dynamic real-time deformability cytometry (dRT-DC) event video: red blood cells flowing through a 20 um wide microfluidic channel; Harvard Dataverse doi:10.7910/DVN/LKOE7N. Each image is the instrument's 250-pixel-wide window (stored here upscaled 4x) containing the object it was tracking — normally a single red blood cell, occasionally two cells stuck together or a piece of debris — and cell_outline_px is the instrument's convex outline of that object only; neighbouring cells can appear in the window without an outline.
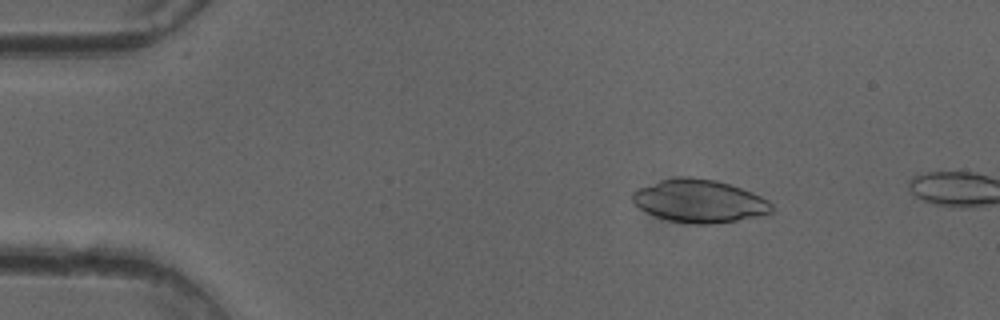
{"species": "common noctule bat (a hibernating species)", "species_latin": "Nyctalus noctula", "temperature_condition": "cold", "stored_images_in_passage": 10, "camera_frame_rate_fps": 3000, "um_per_image_px": 0.085, "animal": {"sex": "female"}, "frame": {"image": 1, "passage_image": 7, "time_ms": 2.0, "image_size_px": [1000, 320], "cell_outline_px": [[772, 212], [760, 216], [712, 224], [696, 224], [668, 220], [656, 216], [640, 208], [632, 200], [632, 192], [636, 188], [660, 180], [680, 176], [688, 176], [716, 180], [752, 192], [768, 200], [772, 204]], "centroid_in_image_um": [59.44, 17.08], "position_along_channel_um": 25.6, "area_um2": 34.68}}